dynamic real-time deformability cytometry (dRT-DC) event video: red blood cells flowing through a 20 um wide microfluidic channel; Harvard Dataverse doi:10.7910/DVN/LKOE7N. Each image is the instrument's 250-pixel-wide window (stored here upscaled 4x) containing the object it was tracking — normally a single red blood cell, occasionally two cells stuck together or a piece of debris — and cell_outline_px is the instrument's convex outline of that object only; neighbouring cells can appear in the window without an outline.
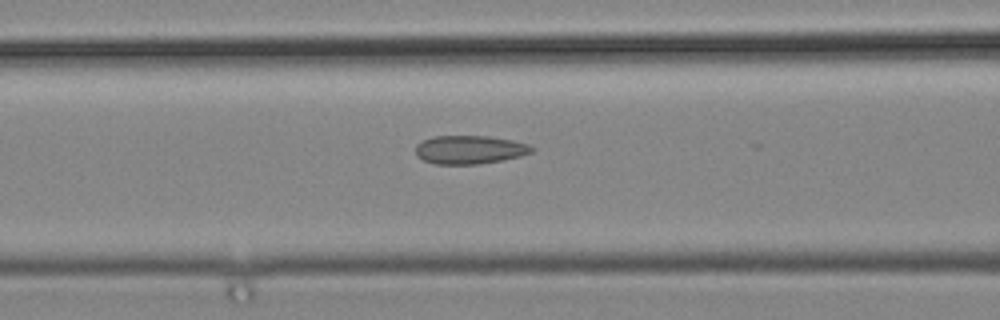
{"species": "common noctule bat (a hibernating species)", "species_latin": "Nyctalus noctula", "temperature_condition": "cold", "stored_images_in_passage": 24, "camera_frame_rate_fps": 3000, "um_per_image_px": 0.085, "animal": {"sex": "male", "body_mass_g": 19.2, "forearm_length_mm": 51.8}, "frame": {"image": 1, "passage_image": 20, "time_ms": 6.333, "image_size_px": [1000, 320], "cell_outline_px": [[536, 148], [532, 152], [520, 156], [480, 164], [432, 164], [416, 156], [416, 144], [432, 136], [488, 136], [512, 140], [528, 144]], "centroid_in_image_um": [39.91, 12.72], "position_along_channel_um": 126.7, "area_um2": 19.31}}
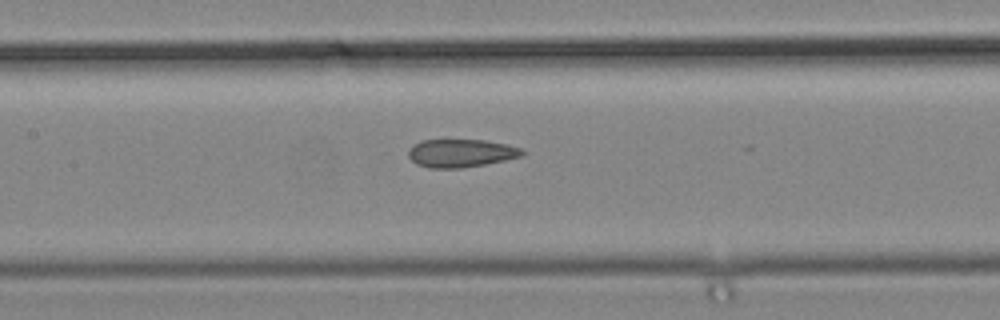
{"frame": {"image": 2, "passage_image": 23, "time_ms": 7.333, "image_size_px": [1000, 320], "cell_outline_px": [[524, 156], [484, 164], [460, 168], [428, 168], [416, 164], [408, 156], [408, 148], [412, 144], [420, 140], [484, 140], [508, 144], [520, 148], [524, 152]], "centroid_in_image_um": [39.14, 13.01], "position_along_channel_um": 168.3, "area_um2": 18.73}}